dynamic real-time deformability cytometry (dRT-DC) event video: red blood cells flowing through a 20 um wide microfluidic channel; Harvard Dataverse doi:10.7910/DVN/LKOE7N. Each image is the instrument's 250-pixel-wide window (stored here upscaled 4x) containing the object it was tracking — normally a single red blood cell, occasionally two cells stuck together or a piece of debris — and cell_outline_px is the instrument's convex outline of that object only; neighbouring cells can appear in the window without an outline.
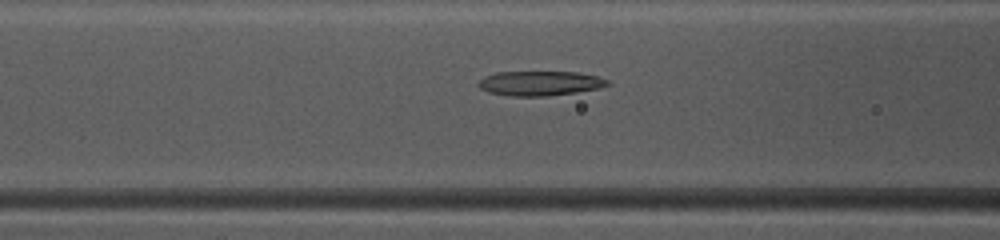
{"species": "common noctule bat (a hibernating species)", "species_latin": "Nyctalus noctula", "temperature_condition": "warm", "stored_images_in_passage": 41, "camera_frame_rate_fps": 3000, "um_per_image_px": 0.085, "animal": {"sex": "female", "body_mass_g": 10.0, "forearm_length_mm": 53.1}, "frame": {"image": 1, "passage_image": 13, "time_ms": 4.0, "image_size_px": [1000, 240], "cell_outline_px": [[612, 84], [600, 88], [576, 92], [548, 96], [508, 96], [488, 92], [480, 88], [476, 84], [484, 76], [496, 72], [580, 72], [600, 76], [608, 80]], "centroid_in_image_um": [45.92, 7.08], "position_along_channel_um": 120.7, "area_um2": 18.79}}
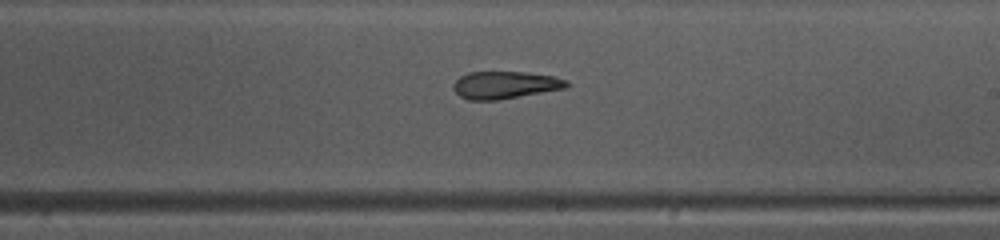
{"frame": {"image": 2, "passage_image": 22, "time_ms": 7.0, "image_size_px": [1000, 240], "cell_outline_px": [[572, 84], [568, 88], [500, 100], [468, 100], [460, 96], [452, 88], [452, 84], [460, 76], [468, 72], [524, 72], [556, 76], [568, 80]], "centroid_in_image_um": [42.98, 7.23], "position_along_channel_um": 246.0, "area_um2": 18.5}}
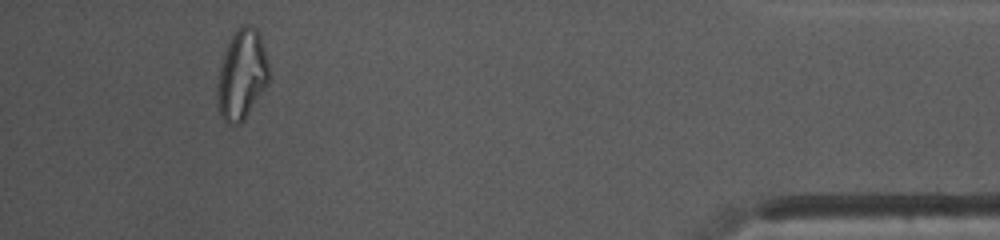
{"frame": {"image": 3, "passage_image": 38, "time_ms": 12.333, "image_size_px": [1000, 240], "cell_outline_px": [[268, 84], [244, 120], [240, 124], [228, 124], [220, 116], [216, 96], [216, 88], [220, 68], [224, 52], [236, 28], [244, 24], [252, 24], [256, 28], [260, 36], [264, 48], [268, 64]], "centroid_in_image_um": [20.54, 6.36], "position_along_channel_um": 414.7, "area_um2": 27.11}, "authors_computed_cell_mechanics": {"area_um2": 19.363, "velocity_mm_per_s": 4.1759, "shape_relaxation_time_tau1_ms": null, "shape_relaxation_time_tau2_ms": 6.6532, "deformation_change_tau1": null, "deformation_change_tau2": 0.1252}}